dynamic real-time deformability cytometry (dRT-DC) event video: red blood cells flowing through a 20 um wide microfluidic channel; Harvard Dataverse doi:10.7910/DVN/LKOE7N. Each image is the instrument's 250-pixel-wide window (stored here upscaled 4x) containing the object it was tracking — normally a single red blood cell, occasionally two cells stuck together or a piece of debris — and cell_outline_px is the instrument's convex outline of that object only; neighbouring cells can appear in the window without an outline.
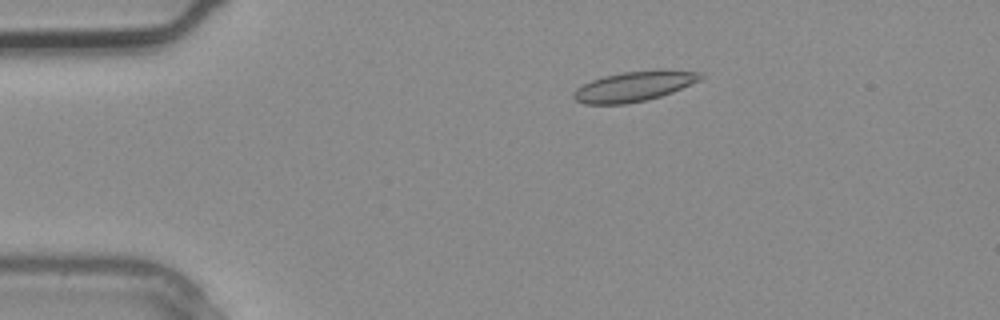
{"species": "common noctule bat (a hibernating species)", "species_latin": "Nyctalus noctula", "temperature_condition": "warm", "stored_images_in_passage": 1, "camera_frame_rate_fps": 3000, "um_per_image_px": 0.085, "animal": {"sex": "male", "body_mass_g": 20.4}, "frame": {"image": 1, "passage_image": 1, "time_ms": 0.0, "image_size_px": [1000, 320], "cell_outline_px": [[704, 76], [700, 80], [672, 92], [660, 96], [628, 104], [584, 104], [576, 100], [572, 96], [572, 92], [576, 88], [592, 80], [604, 76], [624, 72], [660, 68], [700, 72]], "centroid_in_image_um": [53.91, 7.32], "position_along_channel_um": 31.1, "area_um2": 22.37}}